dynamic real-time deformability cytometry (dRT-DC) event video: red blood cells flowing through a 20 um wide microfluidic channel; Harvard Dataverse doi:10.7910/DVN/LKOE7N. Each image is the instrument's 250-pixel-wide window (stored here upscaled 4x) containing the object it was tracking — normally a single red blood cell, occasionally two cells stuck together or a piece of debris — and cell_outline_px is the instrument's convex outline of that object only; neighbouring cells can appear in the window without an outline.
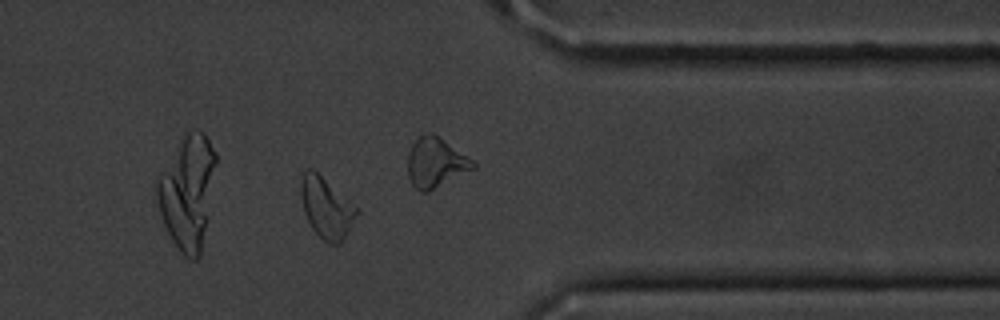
{"species": "common noctule bat (a hibernating species)", "species_latin": "Nyctalus noctula", "temperature_condition": "cold", "stored_images_in_passage": 44, "camera_frame_rate_fps": 3000, "um_per_image_px": 0.085, "animal": {"sex": "male", "body_mass_g": 20.1, "forearm_length_mm": 53.5}, "frame": {"image": 1, "passage_image": 32, "time_ms": 10.333, "image_size_px": [1000, 320], "cell_outline_px": [[360, 212], [344, 240], [340, 244], [328, 244], [312, 228], [304, 212], [300, 196], [300, 180], [304, 172], [308, 168], [312, 168], [360, 208]], "centroid_in_image_um": [27.78, 17.66], "position_along_channel_um": 383.6, "area_um2": 20.11}}
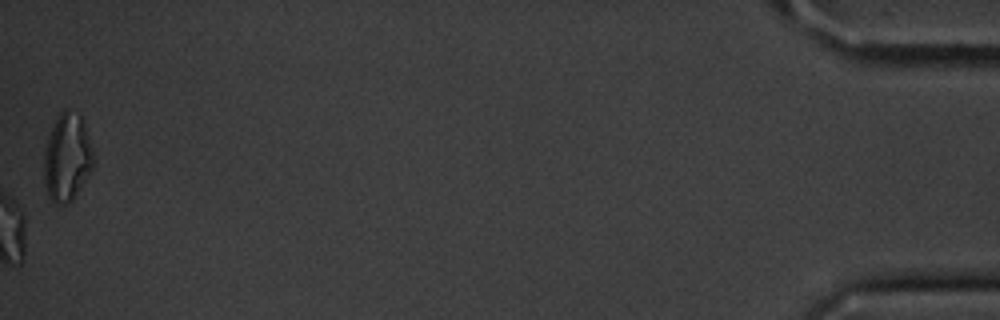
{"frame": {"image": 2, "passage_image": 44, "time_ms": 14.333, "image_size_px": [1000, 320], "cell_outline_px": [[92, 168], [80, 188], [72, 200], [68, 204], [56, 204], [48, 196], [44, 180], [44, 148], [48, 136], [60, 112], [64, 108], [68, 108], [80, 112], [84, 124], [92, 152]], "centroid_in_image_um": [5.68, 13.36], "position_along_channel_um": 429.5, "area_um2": 25.09}, "authors_computed_cell_mechanics": {"area_um2": 18.7561, "velocity_mm_per_s": 3.6074, "shape_relaxation_time_tau1_ms": 6.5185, "shape_relaxation_time_tau2_ms": 3.8798, "deformation_change_tau1": 0.1719, "deformation_change_tau2": 0.0855}}